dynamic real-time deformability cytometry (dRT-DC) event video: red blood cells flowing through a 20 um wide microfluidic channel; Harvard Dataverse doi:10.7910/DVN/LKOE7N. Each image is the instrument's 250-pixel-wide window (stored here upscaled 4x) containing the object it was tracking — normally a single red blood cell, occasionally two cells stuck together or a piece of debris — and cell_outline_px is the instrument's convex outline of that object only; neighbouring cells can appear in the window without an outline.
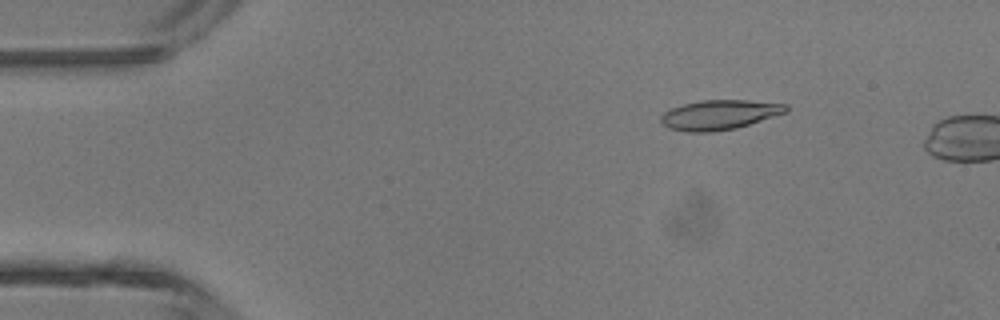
{"species": "common noctule bat (a hibernating species)", "species_latin": "Nyctalus noctula", "temperature_condition": "room temperature", "stored_images_in_passage": 3, "camera_frame_rate_fps": 3000, "um_per_image_px": 0.085, "animal": {"sex": "male", "body_mass_g": 13.3}, "frame": {"image": 1, "passage_image": 2, "time_ms": 0.333, "image_size_px": [1000, 320], "cell_outline_px": [[788, 112], [736, 128], [712, 132], [684, 132], [668, 128], [660, 124], [660, 116], [664, 112], [672, 108], [684, 104], [704, 100], [748, 100], [788, 104]], "centroid_in_image_um": [61.14, 9.76], "position_along_channel_um": 23.9, "area_um2": 21.79}}